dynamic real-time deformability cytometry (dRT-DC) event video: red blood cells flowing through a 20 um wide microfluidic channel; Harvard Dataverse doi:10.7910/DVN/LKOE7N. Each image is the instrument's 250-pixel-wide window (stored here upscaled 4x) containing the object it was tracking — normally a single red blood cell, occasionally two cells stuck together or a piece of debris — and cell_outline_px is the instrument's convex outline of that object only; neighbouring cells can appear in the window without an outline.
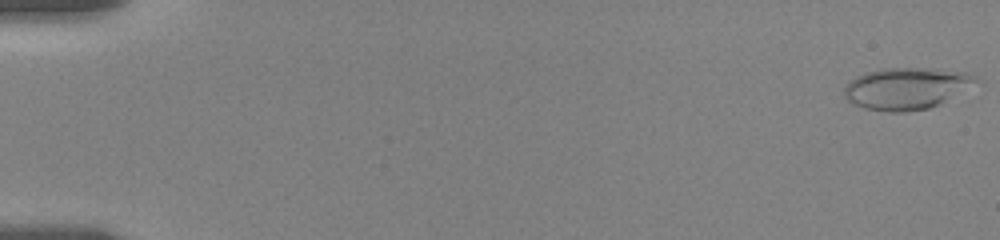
{"species": "human", "species_latin": "Homo sapiens", "temperature_condition": "room temperature", "stored_images_in_passage": 45, "camera_frame_rate_fps": 3000, "um_per_image_px": 0.085, "donor": {"sex": "female"}, "frame": {"image": 1, "passage_image": 1, "time_ms": 0.0, "image_size_px": [1000, 240], "cell_outline_px": [[984, 84], [940, 104], [928, 108], [908, 112], [888, 112], [864, 108], [848, 100], [844, 96], [844, 88], [848, 80], [856, 76], [868, 72], [884, 68], [928, 68], [964, 72], [984, 80]], "centroid_in_image_um": [77.17, 7.51], "position_along_channel_um": 7.8, "area_um2": 32.83}}
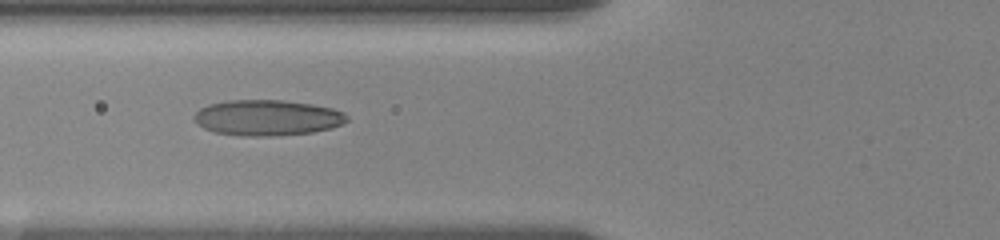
{"frame": {"image": 2, "passage_image": 35, "time_ms": 7.333, "image_size_px": [1000, 240], "cell_outline_px": [[348, 120], [332, 128], [312, 132], [276, 136], [240, 136], [216, 132], [204, 128], [192, 116], [200, 108], [208, 104], [228, 100], [280, 100], [312, 104], [332, 108], [344, 112], [348, 116]], "centroid_in_image_um": [22.73, 10.0], "position_along_channel_um": 103.1, "area_um2": 31.79}}
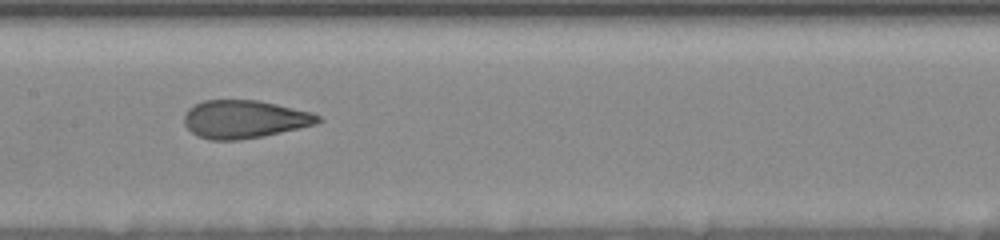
{"frame": {"image": 3, "passage_image": 44, "time_ms": 9.667, "image_size_px": [1000, 240], "cell_outline_px": [[324, 120], [316, 124], [300, 128], [264, 136], [236, 140], [212, 140], [196, 136], [184, 124], [184, 116], [188, 108], [204, 100], [256, 100], [276, 104], [312, 112], [320, 116]], "centroid_in_image_um": [20.79, 10.14], "position_along_channel_um": 186.6, "area_um2": 29.71}}